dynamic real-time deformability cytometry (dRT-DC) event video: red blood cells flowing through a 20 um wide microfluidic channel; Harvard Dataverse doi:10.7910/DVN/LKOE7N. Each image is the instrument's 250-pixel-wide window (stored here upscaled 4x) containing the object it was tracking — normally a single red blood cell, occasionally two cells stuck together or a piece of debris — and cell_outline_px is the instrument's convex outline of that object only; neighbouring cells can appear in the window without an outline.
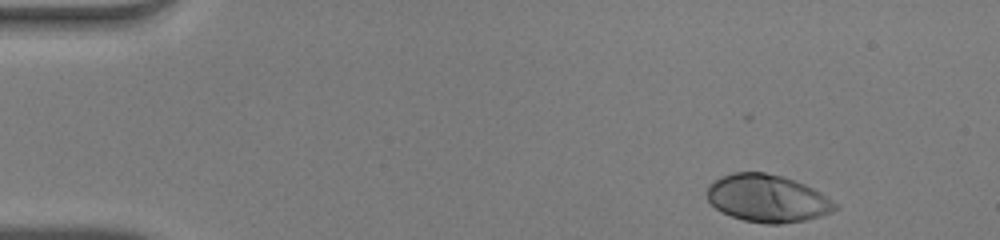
{"species": "human", "species_latin": "Homo sapiens", "temperature_condition": "warm", "stored_images_in_passage": 40, "camera_frame_rate_fps": 3000, "um_per_image_px": 0.085, "donor": {"sex": "male"}, "frame": {"image": 1, "passage_image": 1, "time_ms": 0.0, "image_size_px": [1000, 240], "cell_outline_px": [[840, 208], [832, 212], [820, 216], [804, 220], [780, 224], [764, 224], [744, 220], [732, 216], [716, 208], [708, 200], [708, 184], [732, 172], [764, 172], [780, 176], [804, 184], [820, 192], [832, 200]], "centroid_in_image_um": [65.25, 16.87], "position_along_channel_um": 19.8, "area_um2": 35.08}}
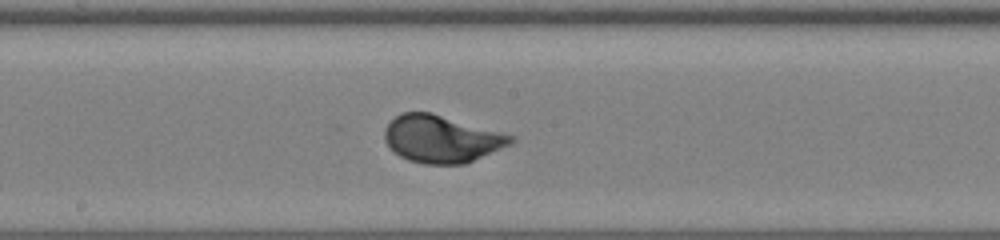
{"frame": {"image": 2, "passage_image": 23, "time_ms": 7.333, "image_size_px": [1000, 240], "cell_outline_px": [[516, 140], [512, 144], [464, 164], [424, 164], [408, 160], [400, 156], [384, 140], [384, 128], [400, 112], [432, 112], [516, 136]], "centroid_in_image_um": [37.55, 11.8], "position_along_channel_um": 210.6, "area_um2": 34.85}}
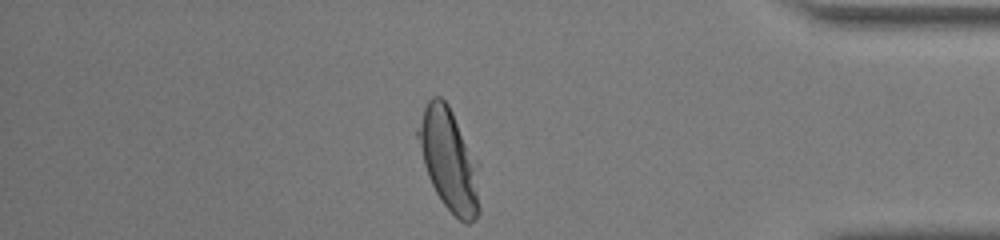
{"frame": {"image": 3, "passage_image": 39, "time_ms": 12.667, "image_size_px": [1000, 240], "cell_outline_px": [[480, 212], [468, 224], [464, 224], [440, 200], [428, 176], [424, 164], [416, 136], [416, 132], [424, 108], [428, 100], [432, 96], [440, 96], [448, 104], [480, 164]], "centroid_in_image_um": [38.21, 13.61], "position_along_channel_um": 397.0, "area_um2": 36.93}, "authors_computed_cell_mechanics": {"area_um2": 34.5644, "velocity_mm_per_s": 4.0437, "shape_relaxation_time_tau1_ms": 2.4004, "shape_relaxation_time_tau2_ms": null, "deformation_change_tau1": 0.1848, "deformation_change_tau2": null}}